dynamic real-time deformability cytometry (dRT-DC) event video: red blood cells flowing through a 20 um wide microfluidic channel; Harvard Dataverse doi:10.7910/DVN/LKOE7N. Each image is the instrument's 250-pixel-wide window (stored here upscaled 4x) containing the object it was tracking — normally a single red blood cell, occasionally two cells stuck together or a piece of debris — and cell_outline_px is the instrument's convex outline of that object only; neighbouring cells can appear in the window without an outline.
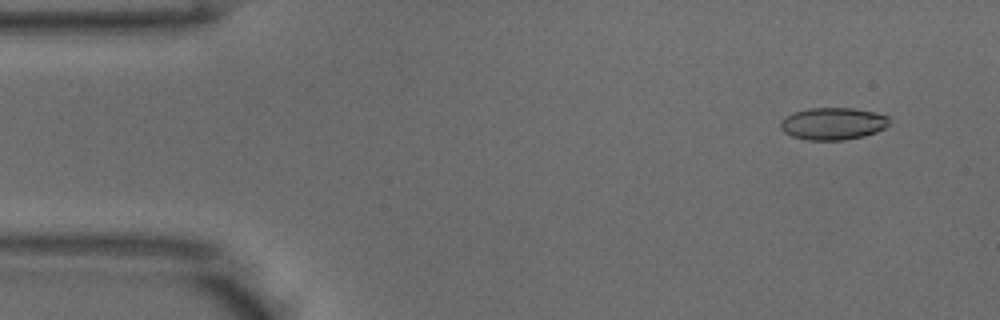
{"species": "common noctule bat (a hibernating species)", "species_latin": "Nyctalus noctula", "temperature_condition": "warm", "stored_images_in_passage": 17, "camera_frame_rate_fps": 3000, "um_per_image_px": 0.085, "animal": {"sex": "male", "body_mass_g": 18.8}, "frame": {"image": 1, "passage_image": 4, "time_ms": 1.0, "image_size_px": [1000, 320], "cell_outline_px": [[888, 124], [884, 128], [876, 132], [864, 136], [844, 140], [808, 140], [792, 136], [784, 132], [780, 128], [780, 120], [784, 116], [792, 112], [808, 108], [852, 108], [876, 112], [888, 116]], "centroid_in_image_um": [70.76, 10.5], "position_along_channel_um": 14.2, "area_um2": 20.58}}
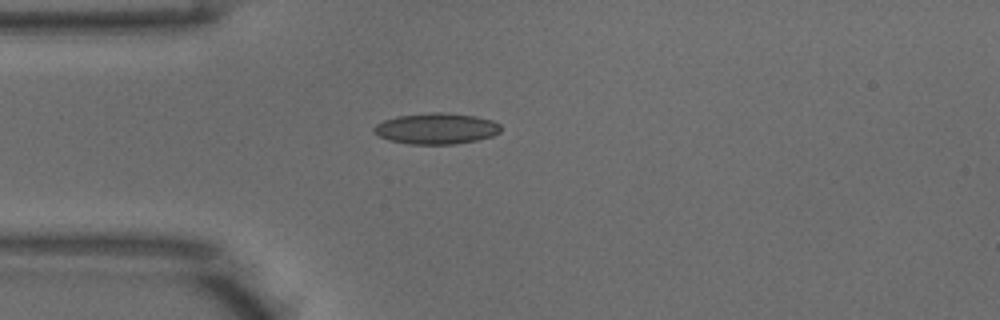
{"frame": {"image": 2, "passage_image": 13, "time_ms": 4.0, "image_size_px": [1000, 320], "cell_outline_px": [[500, 132], [492, 136], [476, 140], [452, 144], [408, 144], [388, 140], [380, 136], [372, 128], [376, 124], [384, 120], [396, 116], [432, 112], [444, 112], [476, 116], [492, 120], [500, 124]], "centroid_in_image_um": [37.08, 10.92], "position_along_channel_um": 47.9, "area_um2": 22.89}}